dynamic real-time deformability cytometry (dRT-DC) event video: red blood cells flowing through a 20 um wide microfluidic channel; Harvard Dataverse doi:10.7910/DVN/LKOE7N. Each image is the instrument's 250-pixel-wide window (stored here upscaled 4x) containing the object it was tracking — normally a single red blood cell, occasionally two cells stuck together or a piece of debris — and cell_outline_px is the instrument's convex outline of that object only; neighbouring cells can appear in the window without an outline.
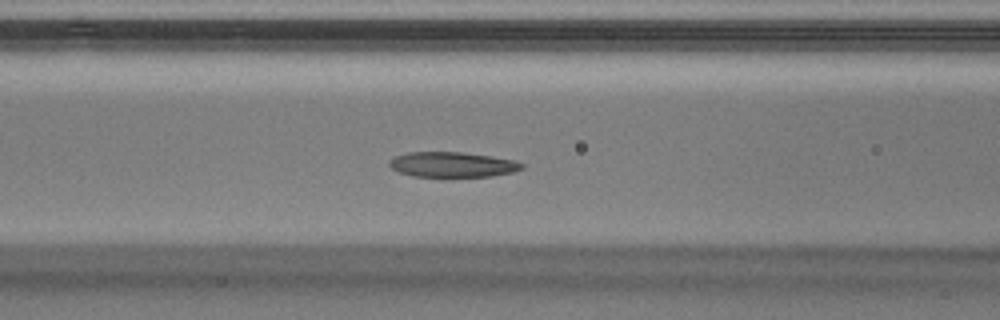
{"species": "Egyptian fruit bat (a non-hibernating species)", "species_latin": "Rousettus aegyptiacus", "temperature_condition": "warm", "stored_images_in_passage": 50, "camera_frame_rate_fps": 3000, "um_per_image_px": 0.085, "animal": {"sex": "male"}, "frame": {"image": 1, "passage_image": 20, "time_ms": 6.333, "image_size_px": [1000, 320], "cell_outline_px": [[524, 168], [512, 172], [492, 176], [412, 176], [400, 172], [392, 168], [388, 164], [388, 160], [396, 156], [408, 152], [460, 152], [492, 156], [512, 160], [524, 164]], "centroid_in_image_um": [38.44, 13.98], "position_along_channel_um": 128.2, "area_um2": 19.25}}
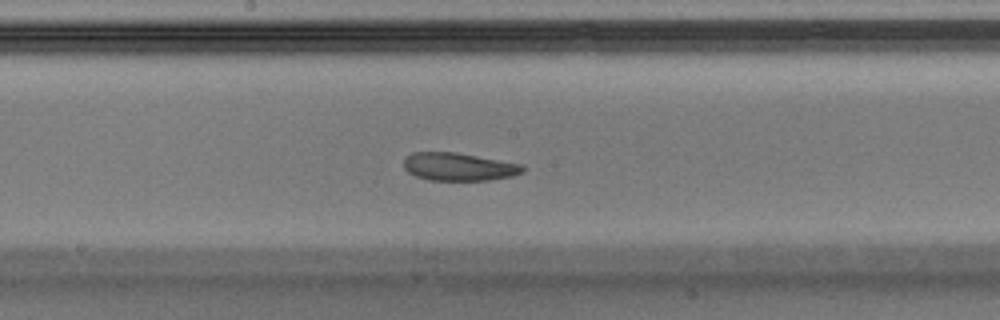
{"frame": {"image": 2, "passage_image": 26, "time_ms": 8.333, "image_size_px": [1000, 320], "cell_outline_px": [[524, 172], [512, 176], [488, 180], [428, 180], [416, 176], [408, 172], [404, 168], [404, 160], [412, 152], [456, 152], [524, 164]], "centroid_in_image_um": [39.02, 14.17], "position_along_channel_um": 209.2, "area_um2": 19.42}}
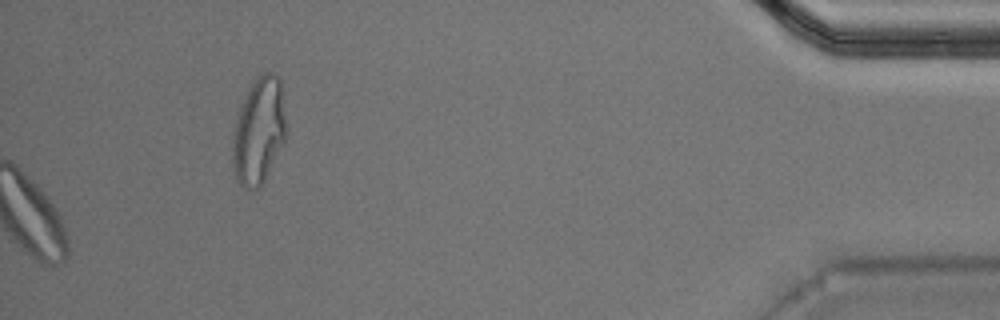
{"frame": {"image": 3, "passage_image": 50, "time_ms": 16.333, "image_size_px": [1000, 320], "cell_outline_px": [[284, 140], [264, 180], [256, 188], [244, 188], [240, 184], [236, 176], [232, 160], [232, 140], [236, 116], [240, 104], [248, 88], [256, 76], [264, 72], [272, 72], [280, 76], [284, 116]], "centroid_in_image_um": [21.96, 11.06], "position_along_channel_um": 413.2, "area_um2": 32.83}, "authors_computed_cell_mechanics": {"area_um2": 20.808, "velocity_mm_per_s": 4.05, "shape_relaxation_time_tau1_ms": 5.2945, "shape_relaxation_time_tau2_ms": null, "deformation_change_tau1": 0.149, "deformation_change_tau2": null}}